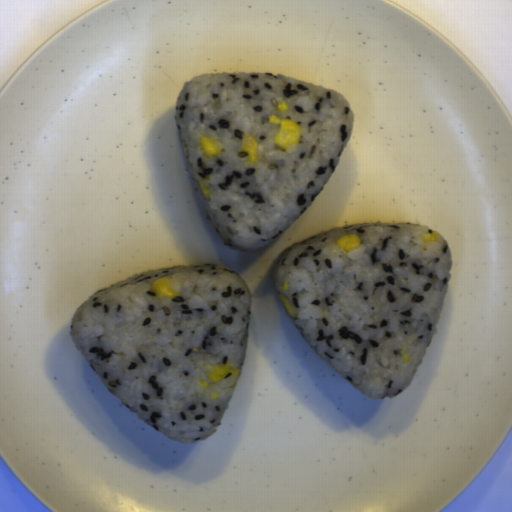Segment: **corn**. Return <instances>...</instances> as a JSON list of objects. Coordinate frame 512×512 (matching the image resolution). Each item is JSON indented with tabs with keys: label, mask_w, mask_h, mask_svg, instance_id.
I'll return each mask as SVG.
<instances>
[{
	"label": "corn",
	"mask_w": 512,
	"mask_h": 512,
	"mask_svg": "<svg viewBox=\"0 0 512 512\" xmlns=\"http://www.w3.org/2000/svg\"><path fill=\"white\" fill-rule=\"evenodd\" d=\"M257 150L258 144L255 137L250 134H245L242 139L241 151L247 156L248 163H254L258 160Z\"/></svg>",
	"instance_id": "obj_4"
},
{
	"label": "corn",
	"mask_w": 512,
	"mask_h": 512,
	"mask_svg": "<svg viewBox=\"0 0 512 512\" xmlns=\"http://www.w3.org/2000/svg\"><path fill=\"white\" fill-rule=\"evenodd\" d=\"M212 383L240 377V368H234L232 362H221L208 368L206 372Z\"/></svg>",
	"instance_id": "obj_2"
},
{
	"label": "corn",
	"mask_w": 512,
	"mask_h": 512,
	"mask_svg": "<svg viewBox=\"0 0 512 512\" xmlns=\"http://www.w3.org/2000/svg\"><path fill=\"white\" fill-rule=\"evenodd\" d=\"M200 146L203 155L207 158L218 156L221 153V149L218 144L209 137H200Z\"/></svg>",
	"instance_id": "obj_6"
},
{
	"label": "corn",
	"mask_w": 512,
	"mask_h": 512,
	"mask_svg": "<svg viewBox=\"0 0 512 512\" xmlns=\"http://www.w3.org/2000/svg\"><path fill=\"white\" fill-rule=\"evenodd\" d=\"M360 238L355 234L343 235L336 240L335 245L343 251H351L360 245Z\"/></svg>",
	"instance_id": "obj_5"
},
{
	"label": "corn",
	"mask_w": 512,
	"mask_h": 512,
	"mask_svg": "<svg viewBox=\"0 0 512 512\" xmlns=\"http://www.w3.org/2000/svg\"><path fill=\"white\" fill-rule=\"evenodd\" d=\"M172 277L163 276L153 282L151 291L157 298L178 297V290L171 285Z\"/></svg>",
	"instance_id": "obj_3"
},
{
	"label": "corn",
	"mask_w": 512,
	"mask_h": 512,
	"mask_svg": "<svg viewBox=\"0 0 512 512\" xmlns=\"http://www.w3.org/2000/svg\"><path fill=\"white\" fill-rule=\"evenodd\" d=\"M199 187H200V190L203 193L205 199L209 200L211 198V192H210V189L206 186L203 178H200V180H199Z\"/></svg>",
	"instance_id": "obj_8"
},
{
	"label": "corn",
	"mask_w": 512,
	"mask_h": 512,
	"mask_svg": "<svg viewBox=\"0 0 512 512\" xmlns=\"http://www.w3.org/2000/svg\"><path fill=\"white\" fill-rule=\"evenodd\" d=\"M278 298L279 300L283 303V305L286 307L288 313L292 316V317H296L297 316V313L294 312L289 300L287 298H285L284 296H282L281 294L278 295Z\"/></svg>",
	"instance_id": "obj_7"
},
{
	"label": "corn",
	"mask_w": 512,
	"mask_h": 512,
	"mask_svg": "<svg viewBox=\"0 0 512 512\" xmlns=\"http://www.w3.org/2000/svg\"><path fill=\"white\" fill-rule=\"evenodd\" d=\"M422 237H423L424 242H432V241L438 240L439 233L428 232V233H425Z\"/></svg>",
	"instance_id": "obj_9"
},
{
	"label": "corn",
	"mask_w": 512,
	"mask_h": 512,
	"mask_svg": "<svg viewBox=\"0 0 512 512\" xmlns=\"http://www.w3.org/2000/svg\"><path fill=\"white\" fill-rule=\"evenodd\" d=\"M269 121L280 126L279 132L273 141L274 145L279 149L288 150L300 141L301 128L292 120H285L272 114L269 117Z\"/></svg>",
	"instance_id": "obj_1"
}]
</instances>
